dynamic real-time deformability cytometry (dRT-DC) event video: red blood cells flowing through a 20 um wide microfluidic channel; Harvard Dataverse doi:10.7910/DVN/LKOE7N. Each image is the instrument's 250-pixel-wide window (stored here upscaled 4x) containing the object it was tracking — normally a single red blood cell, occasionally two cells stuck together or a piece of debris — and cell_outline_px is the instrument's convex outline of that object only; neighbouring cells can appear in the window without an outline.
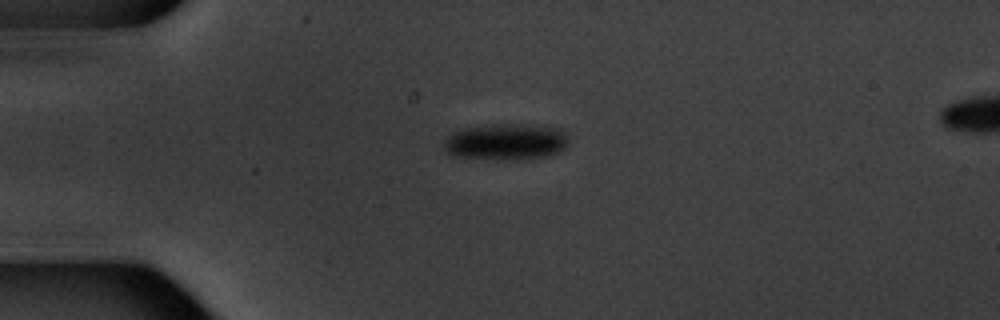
{"species": "common noctule bat (a hibernating species)", "species_latin": "Nyctalus noctula", "temperature_condition": "warm", "stored_images_in_passage": 3, "camera_frame_rate_fps": 3000, "um_per_image_px": 0.085, "animal": {"sex": "male", "body_mass_g": 20.1, "forearm_length_mm": 53.5}, "frame": {"image": 1, "passage_image": 1, "time_ms": 0.0, "image_size_px": [1000, 320], "cell_outline_px": [[568, 144], [560, 152], [548, 156], [516, 160], [500, 160], [456, 156], [448, 152], [444, 148], [444, 140], [452, 132], [464, 128], [488, 124], [536, 124], [564, 128], [568, 136]], "centroid_in_image_um": [43.08, 12.03], "position_along_channel_um": 41.9, "area_um2": 27.11}}